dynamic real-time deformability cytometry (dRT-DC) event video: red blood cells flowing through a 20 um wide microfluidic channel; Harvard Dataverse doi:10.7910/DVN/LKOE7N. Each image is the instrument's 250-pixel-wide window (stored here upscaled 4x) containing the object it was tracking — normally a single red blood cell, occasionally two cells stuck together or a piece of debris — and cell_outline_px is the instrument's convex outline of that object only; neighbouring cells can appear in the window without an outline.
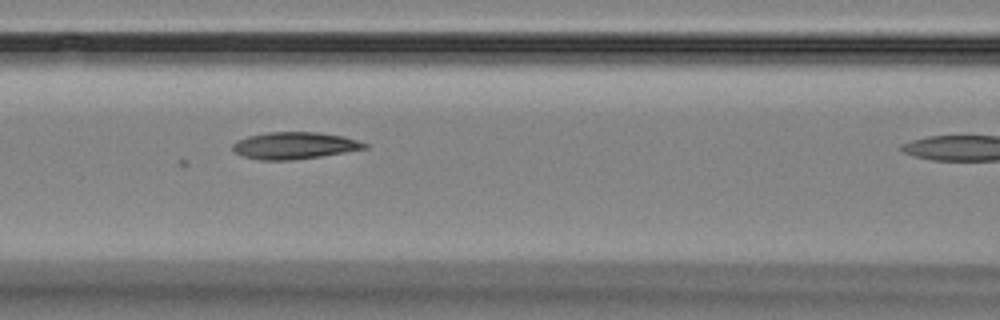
{"species": "Egyptian fruit bat (a non-hibernating species)", "species_latin": "Rousettus aegyptiacus", "temperature_condition": "room temperature", "stored_images_in_passage": 4, "camera_frame_rate_fps": 3000, "um_per_image_px": 0.085, "animal": {"sex": "female"}, "frame": {"image": 1, "passage_image": 3, "time_ms": 2.333, "image_size_px": [1000, 320], "cell_outline_px": [[368, 148], [320, 156], [288, 160], [260, 160], [244, 156], [236, 152], [232, 148], [232, 144], [236, 140], [248, 136], [268, 132], [316, 132], [344, 136], [368, 144]], "centroid_in_image_um": [25.01, 12.36], "position_along_channel_um": 141.6, "area_um2": 20.52}}